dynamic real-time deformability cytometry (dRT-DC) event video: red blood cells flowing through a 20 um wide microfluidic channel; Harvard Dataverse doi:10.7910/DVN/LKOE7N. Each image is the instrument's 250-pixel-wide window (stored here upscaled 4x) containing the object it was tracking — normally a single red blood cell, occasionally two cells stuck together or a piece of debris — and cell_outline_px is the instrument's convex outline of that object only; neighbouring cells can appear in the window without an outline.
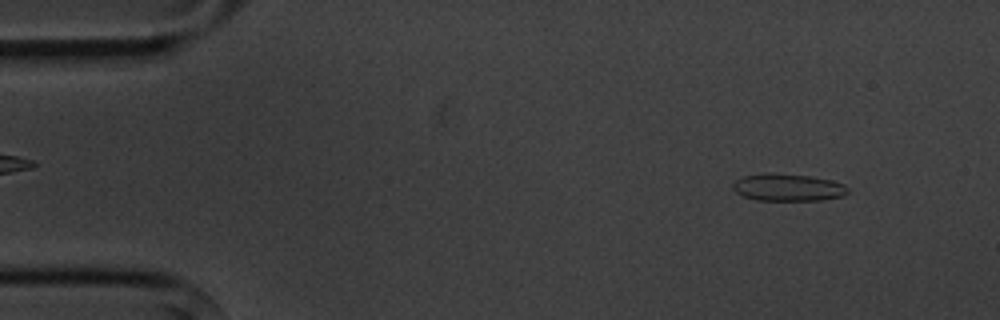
{"species": "common noctule bat (a hibernating species)", "species_latin": "Nyctalus noctula", "temperature_condition": "cold", "stored_images_in_passage": 3, "camera_frame_rate_fps": 3000, "um_per_image_px": 0.085, "animal": {"sex": "male", "body_mass_g": 20.1, "forearm_length_mm": 53.5}, "frame": {"image": 1, "passage_image": 1, "time_ms": 0.0, "image_size_px": [1000, 320], "cell_outline_px": [[848, 192], [844, 196], [820, 200], [756, 200], [744, 196], [736, 192], [732, 188], [732, 184], [736, 180], [744, 176], [768, 172], [772, 172], [808, 176], [832, 180], [844, 184], [848, 188]], "centroid_in_image_um": [66.97, 15.92], "position_along_channel_um": 18.0, "area_um2": 18.32}}
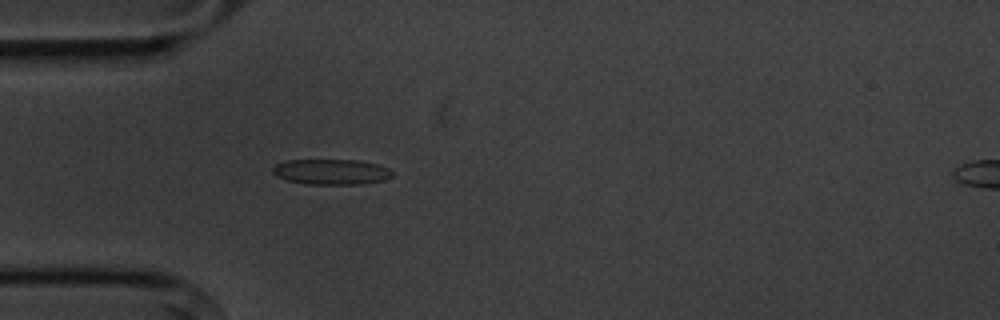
{"frame": {"image": 2, "passage_image": 3, "time_ms": 3.333, "image_size_px": [1000, 320], "cell_outline_px": [[392, 176], [384, 180], [360, 184], [308, 184], [288, 180], [276, 176], [272, 172], [272, 168], [276, 164], [288, 160], [356, 160], [376, 164], [388, 168], [392, 172]], "centroid_in_image_um": [28.14, 14.6], "position_along_channel_um": 56.9, "area_um2": 17.57}}